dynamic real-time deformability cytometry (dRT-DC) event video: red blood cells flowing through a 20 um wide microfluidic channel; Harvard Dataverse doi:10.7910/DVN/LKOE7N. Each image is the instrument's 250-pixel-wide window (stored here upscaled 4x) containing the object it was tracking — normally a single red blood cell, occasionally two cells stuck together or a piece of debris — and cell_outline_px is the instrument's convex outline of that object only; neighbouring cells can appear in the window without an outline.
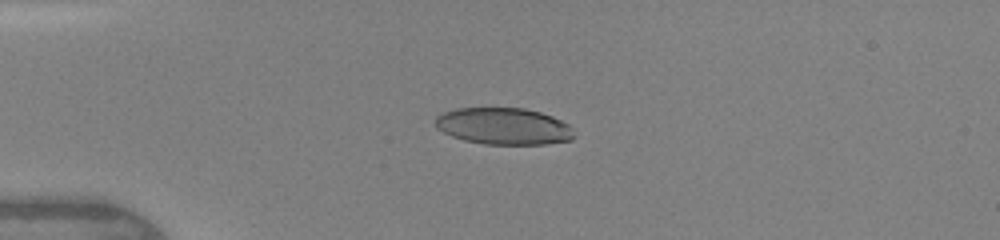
{"species": "human", "species_latin": "Homo sapiens", "temperature_condition": "warm", "stored_images_in_passage": 9, "camera_frame_rate_fps": 3000, "um_per_image_px": 0.085, "donor": {"sex": "female"}, "frame": {"image": 1, "passage_image": 6, "time_ms": 3.0, "image_size_px": [1000, 240], "cell_outline_px": [[576, 136], [572, 140], [544, 144], [484, 144], [464, 140], [452, 136], [436, 128], [436, 116], [444, 112], [456, 108], [524, 108], [540, 112], [552, 116], [568, 124], [572, 128]], "centroid_in_image_um": [42.83, 10.73], "position_along_channel_um": 42.2, "area_um2": 29.77}}
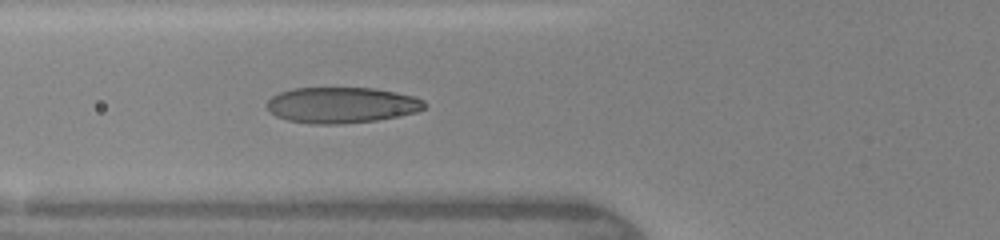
{"frame": {"image": 2, "passage_image": 9, "time_ms": 5.0, "image_size_px": [1000, 240], "cell_outline_px": [[428, 104], [424, 108], [416, 112], [400, 116], [376, 120], [340, 124], [312, 124], [288, 120], [276, 116], [268, 112], [268, 100], [272, 96], [280, 92], [292, 88], [376, 88], [396, 92], [412, 96], [424, 100]], "centroid_in_image_um": [29.04, 8.93], "position_along_channel_um": 96.8, "area_um2": 33.06}}